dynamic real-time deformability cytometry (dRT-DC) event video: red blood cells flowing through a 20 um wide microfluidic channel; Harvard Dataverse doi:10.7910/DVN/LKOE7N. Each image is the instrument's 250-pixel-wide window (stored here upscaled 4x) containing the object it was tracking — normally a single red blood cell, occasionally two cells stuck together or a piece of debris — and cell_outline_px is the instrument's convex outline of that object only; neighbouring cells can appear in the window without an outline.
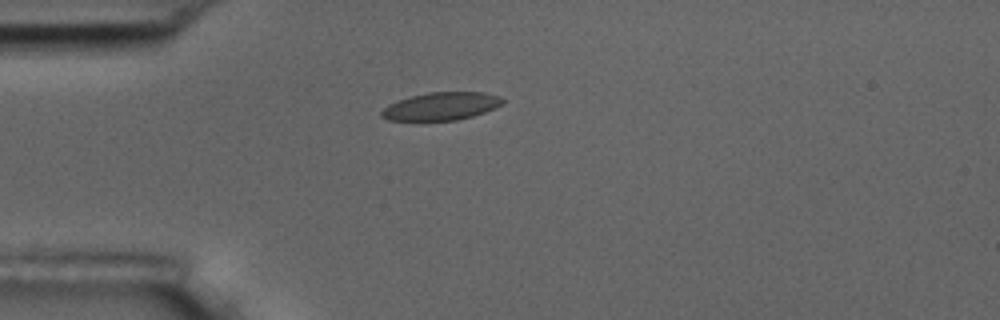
{"species": "common noctule bat (a hibernating species)", "species_latin": "Nyctalus noctula", "temperature_condition": "room temperature", "stored_images_in_passage": 5, "camera_frame_rate_fps": 3000, "um_per_image_px": 0.085, "animal": {"sex": "male", "body_mass_g": 17.5, "forearm_length_mm": 52.3}, "frame": {"image": 1, "passage_image": 5, "time_ms": 4.667, "image_size_px": [1000, 320], "cell_outline_px": [[504, 104], [484, 112], [472, 116], [456, 120], [388, 120], [380, 116], [380, 112], [388, 104], [412, 96], [428, 92], [484, 92], [500, 96], [504, 100]], "centroid_in_image_um": [37.52, 9.02], "position_along_channel_um": 47.5, "area_um2": 19.54}}